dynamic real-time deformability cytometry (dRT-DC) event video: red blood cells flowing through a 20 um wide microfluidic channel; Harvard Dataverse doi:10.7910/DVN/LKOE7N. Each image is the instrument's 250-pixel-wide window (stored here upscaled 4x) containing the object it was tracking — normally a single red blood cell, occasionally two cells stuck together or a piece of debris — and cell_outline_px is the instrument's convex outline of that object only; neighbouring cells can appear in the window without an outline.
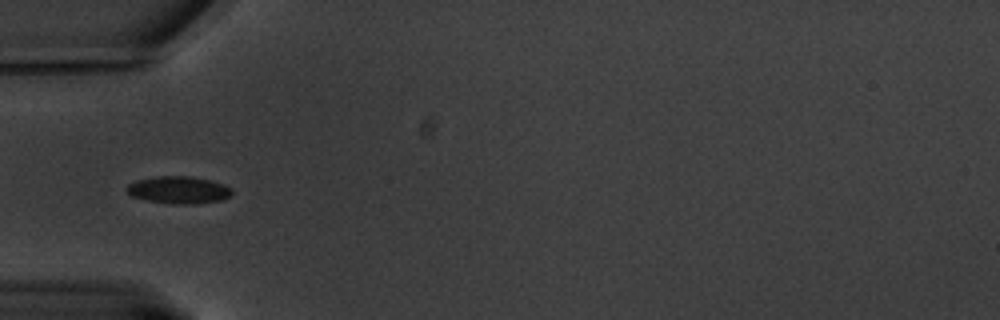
{"species": "common noctule bat (a hibernating species)", "species_latin": "Nyctalus noctula", "temperature_condition": "warm", "stored_images_in_passage": 43, "camera_frame_rate_fps": 3000, "um_per_image_px": 0.085, "animal": {"sex": "male", "body_mass_g": 20.1, "forearm_length_mm": 53.5}, "frame": {"image": 1, "passage_image": 1, "time_ms": 0.0, "image_size_px": [1000, 320], "cell_outline_px": [[232, 196], [224, 200], [196, 204], [172, 204], [148, 200], [132, 196], [128, 192], [128, 184], [136, 180], [156, 176], [192, 176], [224, 184], [232, 188]], "centroid_in_image_um": [15.25, 16.15], "position_along_channel_um": 69.8, "area_um2": 16.82}}
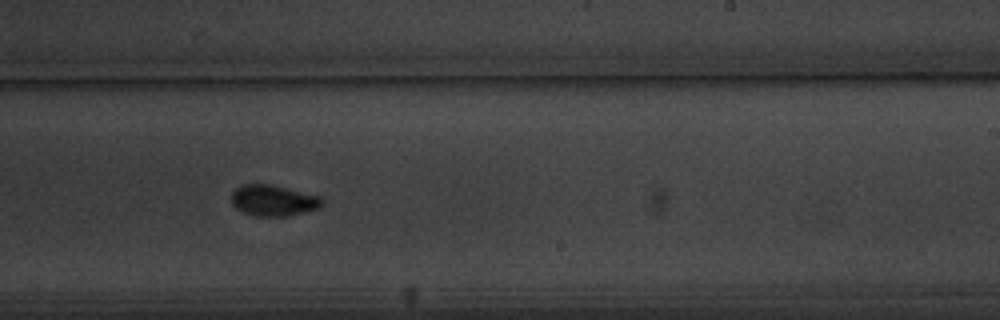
{"frame": {"image": 2, "passage_image": 19, "time_ms": 6.0, "image_size_px": [1000, 320], "cell_outline_px": [[320, 208], [288, 216], [256, 216], [244, 212], [236, 208], [232, 204], [232, 192], [240, 184], [272, 184], [320, 196]], "centroid_in_image_um": [23.2, 17.03], "position_along_channel_um": 265.8, "area_um2": 16.3}}
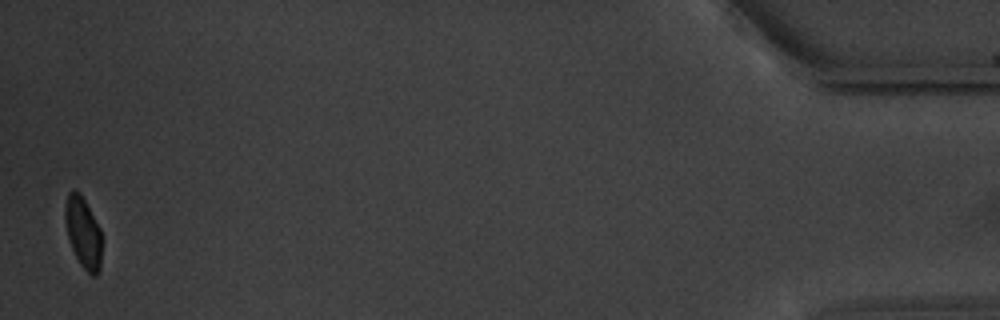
{"frame": {"image": 3, "passage_image": 42, "time_ms": 13.667, "image_size_px": [1000, 320], "cell_outline_px": [[100, 268], [96, 276], [92, 276], [80, 264], [72, 248], [68, 236], [64, 220], [64, 208], [68, 192], [72, 188], [80, 192], [100, 228]], "centroid_in_image_um": [7.04, 19.72], "position_along_channel_um": 428.2, "area_um2": 15.03}, "authors_computed_cell_mechanics": {"area_um2": 16.2418, "velocity_mm_per_s": 3.2575, "shape_relaxation_time_tau1_ms": 2.7567, "shape_relaxation_time_tau2_ms": null, "deformation_change_tau1": 0.1119, "deformation_change_tau2": null}}